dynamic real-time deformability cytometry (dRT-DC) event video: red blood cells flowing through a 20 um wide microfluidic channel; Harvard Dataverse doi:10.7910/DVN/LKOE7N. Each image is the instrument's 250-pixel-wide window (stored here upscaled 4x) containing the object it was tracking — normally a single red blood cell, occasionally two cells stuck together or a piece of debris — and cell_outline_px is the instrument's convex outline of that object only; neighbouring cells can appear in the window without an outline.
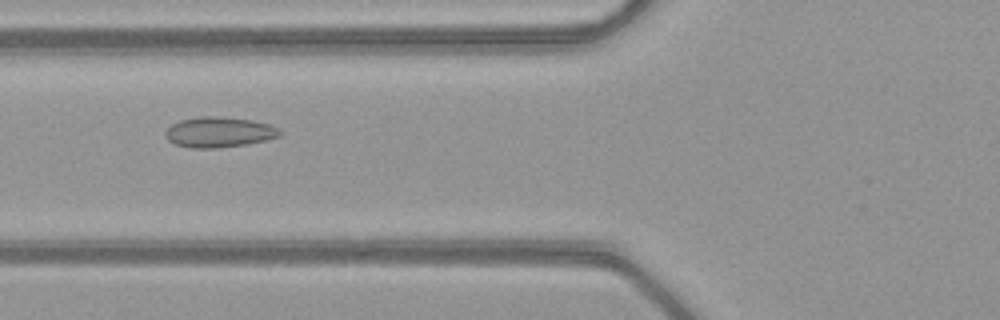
{"species": "common noctule bat (a hibernating species)", "species_latin": "Nyctalus noctula", "temperature_condition": "warm", "stored_images_in_passage": 52, "camera_frame_rate_fps": 3000, "um_per_image_px": 0.085, "animal": {"sex": "female", "body_mass_g": 21.9}, "frame": {"image": 1, "passage_image": 21, "time_ms": 6.667, "image_size_px": [1000, 320], "cell_outline_px": [[284, 132], [280, 136], [248, 144], [216, 148], [192, 148], [176, 144], [168, 140], [164, 132], [172, 124], [180, 120], [200, 116], [216, 116], [252, 120], [268, 124], [280, 128]], "centroid_in_image_um": [18.64, 11.23], "position_along_channel_um": 107.2, "area_um2": 20.29}}
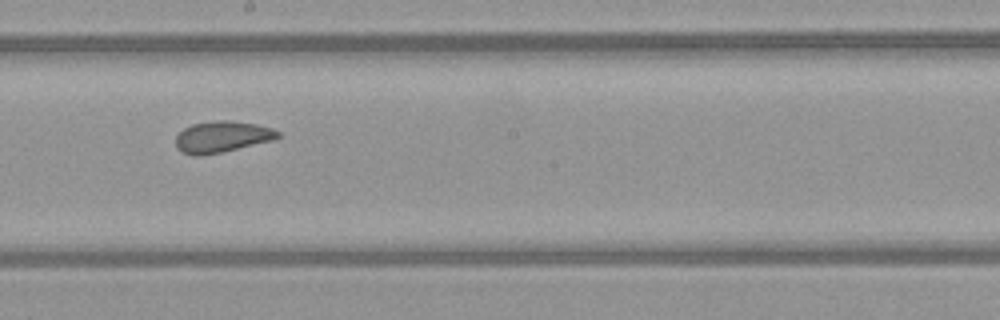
{"frame": {"image": 2, "passage_image": 30, "time_ms": 9.667, "image_size_px": [1000, 320], "cell_outline_px": [[280, 136], [276, 140], [220, 152], [200, 156], [192, 156], [176, 148], [176, 136], [184, 128], [192, 124], [216, 120], [228, 120], [256, 124], [272, 128], [280, 132]], "centroid_in_image_um": [18.89, 11.62], "position_along_channel_um": 229.3, "area_um2": 18.67}}
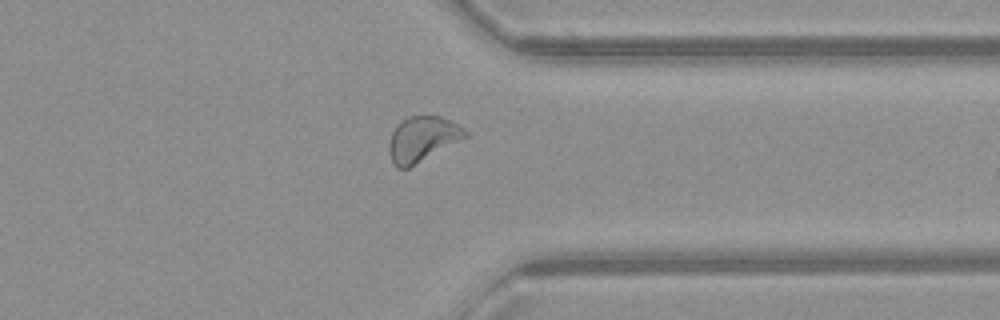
{"frame": {"image": 3, "passage_image": 41, "time_ms": 13.333, "image_size_px": [1000, 320], "cell_outline_px": [[468, 136], [408, 168], [396, 168], [392, 164], [388, 152], [388, 144], [392, 132], [396, 124], [400, 120], [408, 116], [440, 116], [456, 124], [468, 132]], "centroid_in_image_um": [35.84, 11.82], "position_along_channel_um": 375.6, "area_um2": 20.0}, "authors_computed_cell_mechanics": {"area_um2": 20.5768, "velocity_mm_per_s": 4.0554, "shape_relaxation_time_tau1_ms": null, "shape_relaxation_time_tau2_ms": 1.4851, "deformation_change_tau1": null, "deformation_change_tau2": 0.0717}}